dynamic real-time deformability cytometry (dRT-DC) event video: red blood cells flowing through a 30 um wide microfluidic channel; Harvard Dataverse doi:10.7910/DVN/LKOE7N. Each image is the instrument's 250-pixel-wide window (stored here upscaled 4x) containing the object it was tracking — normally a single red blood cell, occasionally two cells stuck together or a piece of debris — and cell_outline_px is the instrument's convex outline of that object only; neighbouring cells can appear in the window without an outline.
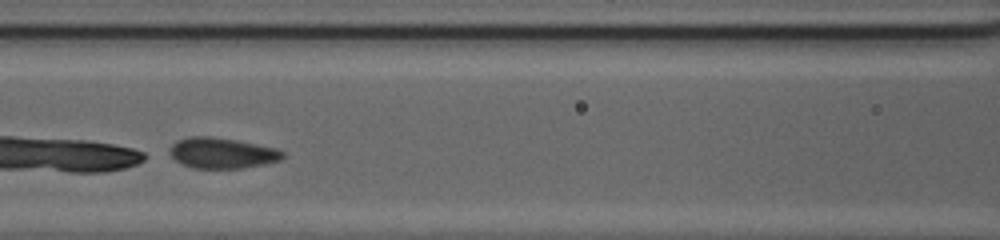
{"species": "common noctule bat (a hibernating species)", "species_latin": "Nyctalus noctula", "temperature_condition": "cold", "stored_images_in_passage": 19, "camera_frame_rate_fps": 3000, "um_per_image_px": 0.085, "animal": {"sex": "female", "body_mass_g": 20.0, "forearm_length_mm": 54.0}, "frame": {"image": 1, "passage_image": 13, "time_ms": 4.0, "image_size_px": [1000, 240], "cell_outline_px": [[284, 156], [280, 160], [264, 164], [244, 168], [192, 168], [176, 160], [168, 152], [168, 148], [176, 140], [188, 136], [212, 136], [236, 140], [280, 148], [284, 152]], "centroid_in_image_um": [18.88, 12.99], "position_along_channel_um": 147.7, "area_um2": 20.46}}
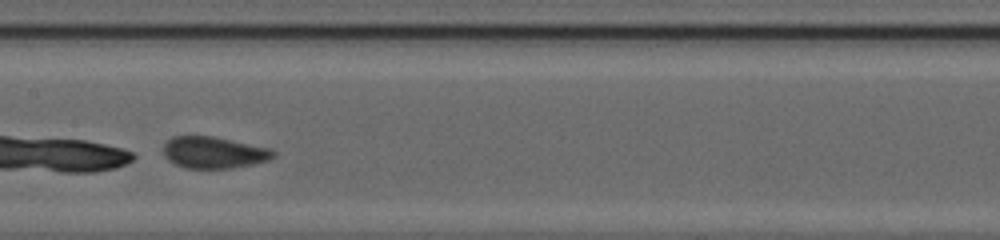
{"frame": {"image": 2, "passage_image": 16, "time_ms": 5.0, "image_size_px": [1000, 240], "cell_outline_px": [[276, 156], [268, 160], [252, 164], [232, 168], [184, 168], [168, 160], [164, 156], [164, 144], [172, 136], [212, 136], [272, 148], [276, 152]], "centroid_in_image_um": [18.19, 12.96], "position_along_channel_um": 189.2, "area_um2": 20.35}}